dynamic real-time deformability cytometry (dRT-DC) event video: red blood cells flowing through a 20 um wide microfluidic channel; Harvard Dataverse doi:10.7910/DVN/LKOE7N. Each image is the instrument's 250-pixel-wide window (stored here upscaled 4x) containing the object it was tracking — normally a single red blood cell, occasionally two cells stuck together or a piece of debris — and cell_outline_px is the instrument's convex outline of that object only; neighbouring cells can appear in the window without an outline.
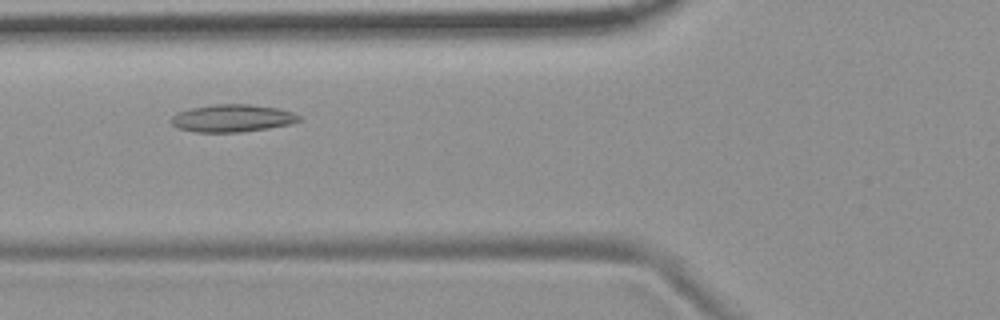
{"species": "common noctule bat (a hibernating species)", "species_latin": "Nyctalus noctula", "temperature_condition": "room temperature", "stored_images_in_passage": 32, "camera_frame_rate_fps": 3000, "um_per_image_px": 0.085, "animal": {"sex": "female", "body_mass_g": 19.9}, "frame": {"image": 1, "passage_image": 14, "time_ms": 4.333, "image_size_px": [1000, 320], "cell_outline_px": [[300, 120], [288, 124], [268, 128], [240, 132], [196, 132], [180, 128], [172, 124], [168, 120], [176, 112], [188, 108], [212, 104], [252, 104], [276, 108], [292, 112], [300, 116]], "centroid_in_image_um": [19.68, 10.03], "position_along_channel_um": 106.1, "area_um2": 20.52}}
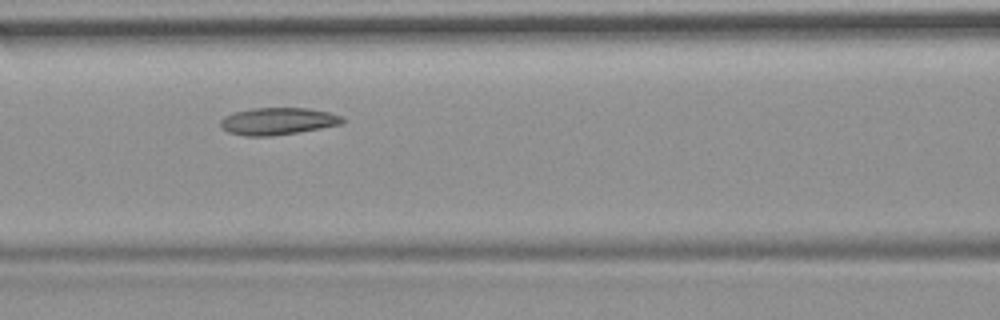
{"frame": {"image": 2, "passage_image": 17, "time_ms": 5.333, "image_size_px": [1000, 320], "cell_outline_px": [[344, 124], [272, 136], [244, 136], [228, 132], [220, 124], [220, 120], [224, 116], [232, 112], [252, 108], [308, 108], [328, 112], [340, 116], [344, 120]], "centroid_in_image_um": [23.58, 10.3], "position_along_channel_um": 143.0, "area_um2": 19.25}}
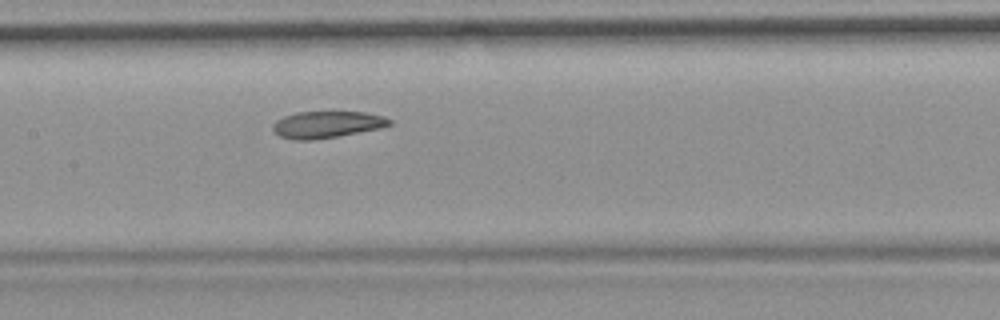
{"frame": {"image": 3, "passage_image": 20, "time_ms": 6.333, "image_size_px": [1000, 320], "cell_outline_px": [[392, 124], [380, 128], [340, 136], [312, 140], [292, 140], [280, 136], [272, 128], [272, 124], [276, 120], [284, 116], [296, 112], [364, 112], [384, 116], [392, 120]], "centroid_in_image_um": [27.79, 10.59], "position_along_channel_um": 179.6, "area_um2": 18.26}}